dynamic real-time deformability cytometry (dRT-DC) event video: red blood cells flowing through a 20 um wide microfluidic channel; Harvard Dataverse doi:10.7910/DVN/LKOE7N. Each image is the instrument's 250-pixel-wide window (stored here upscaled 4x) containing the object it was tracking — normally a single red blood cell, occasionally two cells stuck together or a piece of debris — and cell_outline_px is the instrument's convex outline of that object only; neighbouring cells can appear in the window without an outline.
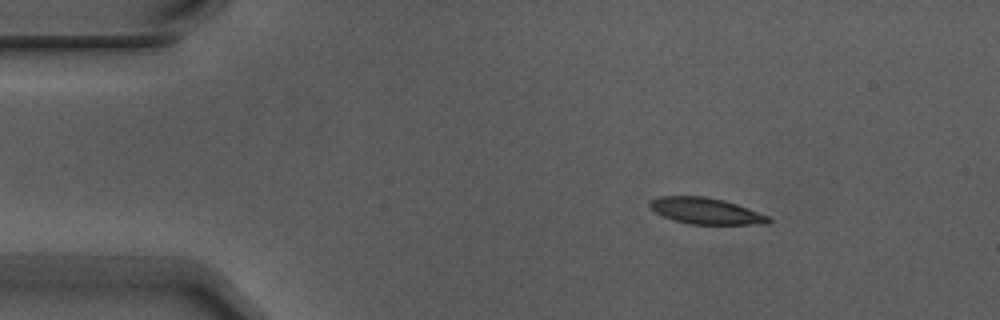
{"species": "Egyptian fruit bat (a non-hibernating species)", "species_latin": "Rousettus aegyptiacus", "temperature_condition": "warm", "stored_images_in_passage": 3, "camera_frame_rate_fps": 3000, "um_per_image_px": 0.085, "animal": {"sex": "male"}, "frame": {"image": 1, "passage_image": 1, "time_ms": 0.0, "image_size_px": [1000, 320], "cell_outline_px": [[772, 220], [768, 224], [688, 224], [664, 216], [656, 212], [648, 204], [652, 200], [660, 196], [704, 196], [724, 200], [736, 204], [768, 216]], "centroid_in_image_um": [60.01, 17.93], "position_along_channel_um": 25.0, "area_um2": 17.86}}